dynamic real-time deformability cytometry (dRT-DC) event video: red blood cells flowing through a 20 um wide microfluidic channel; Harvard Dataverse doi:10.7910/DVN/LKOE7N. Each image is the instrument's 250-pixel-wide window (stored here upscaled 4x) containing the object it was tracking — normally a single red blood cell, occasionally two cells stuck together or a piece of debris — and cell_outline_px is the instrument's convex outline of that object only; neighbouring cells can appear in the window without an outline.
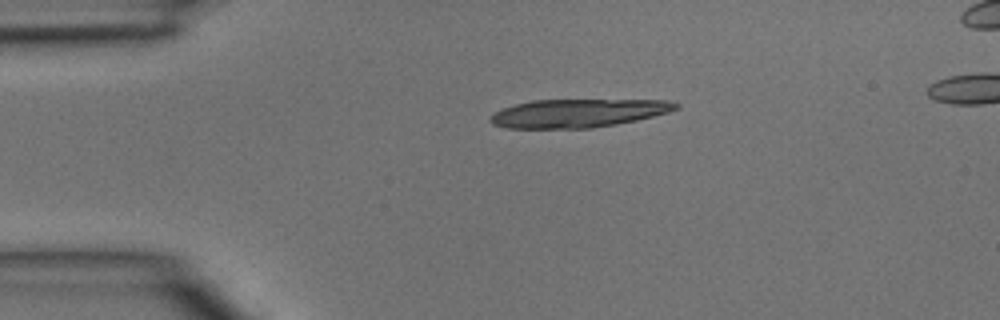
{"species": "common noctule bat (a hibernating species)", "species_latin": "Nyctalus noctula", "temperature_condition": "room temperature", "stored_images_in_passage": 2, "camera_frame_rate_fps": 3000, "um_per_image_px": 0.085, "animal": {"sex": "male", "body_mass_g": 15.6}, "frame": {"image": 1, "passage_image": 1, "time_ms": 0.0, "image_size_px": [1000, 320], "cell_outline_px": [[680, 108], [668, 112], [636, 120], [616, 124], [592, 128], [508, 128], [492, 124], [488, 120], [496, 112], [504, 108], [516, 104], [532, 100], [672, 100], [680, 104]], "centroid_in_image_um": [49.17, 9.61], "position_along_channel_um": 35.8, "area_um2": 30.52}}